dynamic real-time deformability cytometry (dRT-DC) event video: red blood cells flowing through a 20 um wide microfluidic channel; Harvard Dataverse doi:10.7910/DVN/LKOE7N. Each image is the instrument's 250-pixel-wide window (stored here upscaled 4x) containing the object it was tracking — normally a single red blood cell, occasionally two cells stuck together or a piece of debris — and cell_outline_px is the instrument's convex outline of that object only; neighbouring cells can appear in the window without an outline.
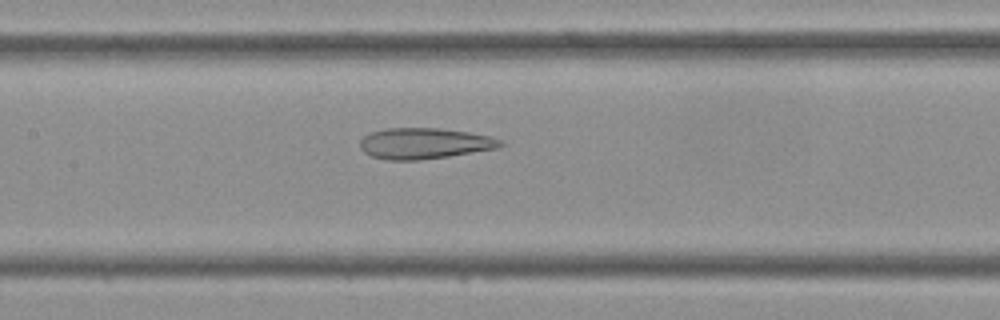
{"species": "Egyptian fruit bat (a non-hibernating species)", "species_latin": "Rousettus aegyptiacus", "temperature_condition": "cold", "stored_images_in_passage": 43, "camera_frame_rate_fps": 3000, "um_per_image_px": 0.085, "frame": {"image": 1, "passage_image": 20, "time_ms": 6.333, "image_size_px": [1000, 320], "cell_outline_px": [[504, 144], [500, 148], [448, 156], [420, 160], [384, 160], [372, 156], [364, 152], [360, 148], [360, 140], [364, 136], [372, 132], [384, 128], [440, 128], [468, 132], [488, 136], [504, 140]], "centroid_in_image_um": [36.08, 12.19], "position_along_channel_um": 171.3, "area_um2": 25.43}}
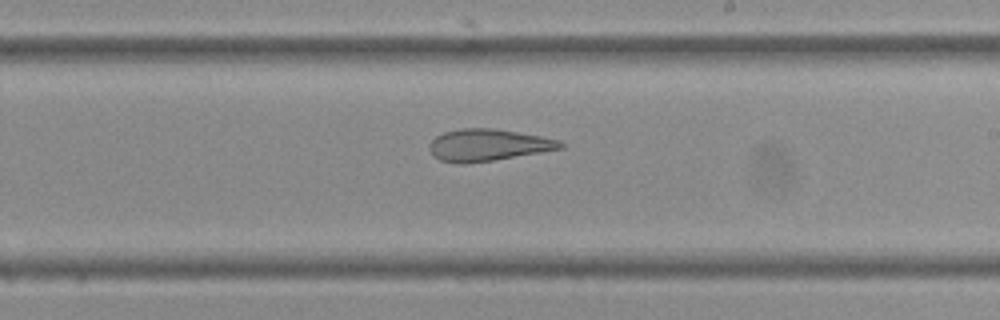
{"frame": {"image": 2, "passage_image": 25, "time_ms": 8.0, "image_size_px": [1000, 320], "cell_outline_px": [[564, 148], [468, 164], [460, 164], [440, 160], [432, 156], [428, 148], [428, 144], [436, 136], [444, 132], [460, 128], [492, 128], [540, 136], [560, 140], [564, 144]], "centroid_in_image_um": [41.42, 12.33], "position_along_channel_um": 247.6, "area_um2": 24.33}}
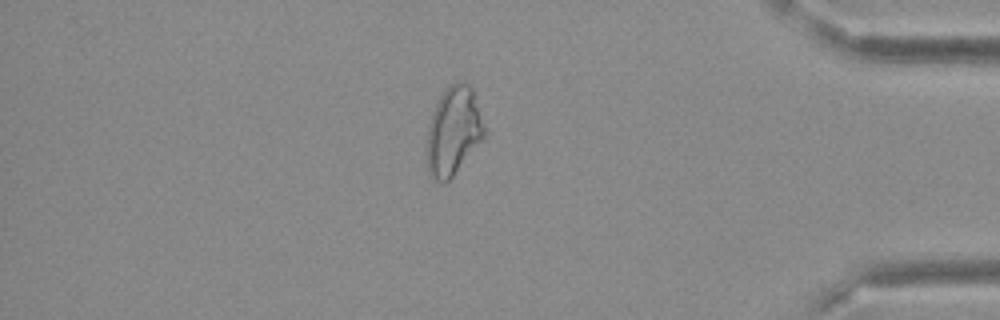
{"frame": {"image": 3, "passage_image": 37, "time_ms": 12.0, "image_size_px": [1000, 320], "cell_outline_px": [[488, 132], [452, 176], [444, 184], [432, 180], [428, 172], [428, 124], [432, 112], [440, 96], [448, 84], [456, 80], [460, 80], [468, 84], [472, 88]], "centroid_in_image_um": [38.56, 11.1], "position_along_channel_um": 396.6, "area_um2": 29.71}}